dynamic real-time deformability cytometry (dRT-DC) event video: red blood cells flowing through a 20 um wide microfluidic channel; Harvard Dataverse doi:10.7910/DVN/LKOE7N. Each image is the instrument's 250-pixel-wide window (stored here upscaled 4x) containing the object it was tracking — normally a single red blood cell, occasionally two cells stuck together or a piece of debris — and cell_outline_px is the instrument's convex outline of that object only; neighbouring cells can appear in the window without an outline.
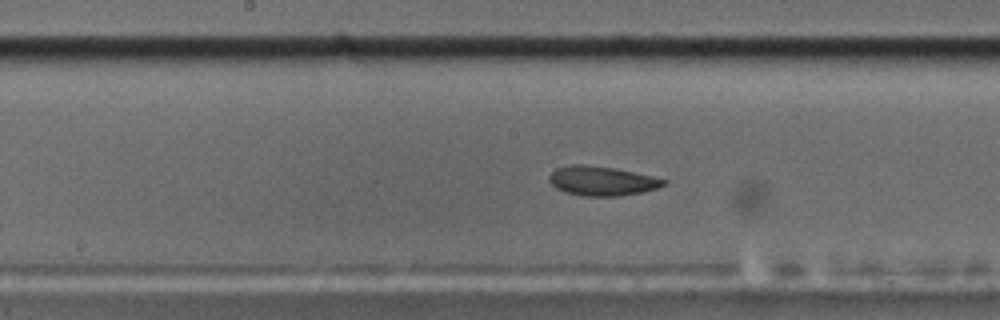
{"species": "common noctule bat (a hibernating species)", "species_latin": "Nyctalus noctula", "temperature_condition": "cold", "stored_images_in_passage": 50, "segment_of_instrument_passage": [1, 2], "camera_frame_rate_fps": 3000, "um_per_image_px": 0.085, "animal": {"sex": "male", "body_mass_g": 17.5, "forearm_length_mm": 52.3}, "frame": {"image": 1, "passage_image": 22, "time_ms": 7.0, "image_size_px": [1000, 320], "cell_outline_px": [[668, 180], [660, 188], [640, 192], [616, 196], [584, 196], [564, 192], [556, 188], [548, 180], [548, 176], [556, 168], [572, 164], [584, 164], [612, 168], [652, 176]], "centroid_in_image_um": [51.13, 15.38], "position_along_channel_um": 197.1, "area_um2": 19.48}}
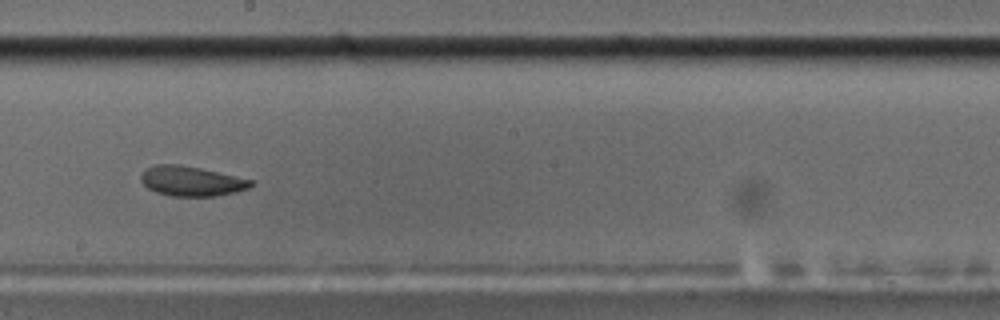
{"frame": {"image": 2, "passage_image": 25, "time_ms": 8.0, "image_size_px": [1000, 320], "cell_outline_px": [[252, 184], [248, 188], [236, 192], [216, 196], [172, 196], [156, 192], [148, 188], [140, 180], [140, 176], [144, 168], [156, 164], [180, 164], [200, 168], [252, 180]], "centroid_in_image_um": [16.21, 15.39], "position_along_channel_um": 232.0, "area_um2": 19.07}}
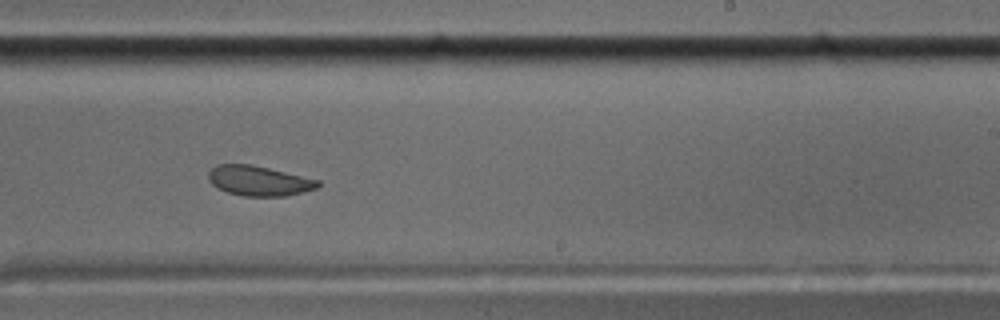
{"frame": {"image": 3, "passage_image": 28, "time_ms": 9.0, "image_size_px": [1000, 320], "cell_outline_px": [[320, 184], [316, 188], [304, 192], [284, 196], [244, 196], [228, 192], [216, 188], [208, 180], [208, 172], [216, 164], [252, 164], [320, 180]], "centroid_in_image_um": [21.99, 15.36], "position_along_channel_um": 267.0, "area_um2": 19.19}}